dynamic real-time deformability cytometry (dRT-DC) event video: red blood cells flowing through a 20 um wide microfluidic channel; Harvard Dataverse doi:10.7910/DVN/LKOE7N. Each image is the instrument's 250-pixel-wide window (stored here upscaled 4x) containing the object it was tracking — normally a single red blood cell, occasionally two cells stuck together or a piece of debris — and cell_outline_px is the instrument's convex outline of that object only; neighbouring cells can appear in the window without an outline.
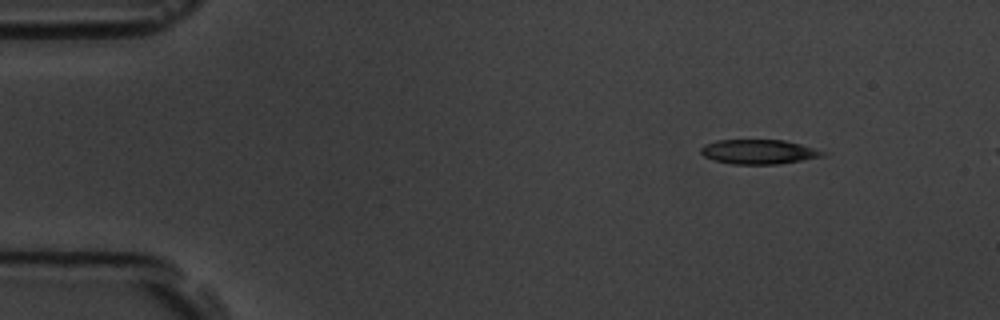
{"species": "common noctule bat (a hibernating species)", "species_latin": "Nyctalus noctula", "temperature_condition": "room temperature", "stored_images_in_passage": 2, "camera_frame_rate_fps": 3000, "um_per_image_px": 0.085, "animal": {"sex": "male", "body_mass_g": 19.5, "forearm_length_mm": 54.6}, "frame": {"image": 1, "passage_image": 1, "time_ms": 0.0, "image_size_px": [1000, 320], "cell_outline_px": [[828, 152], [824, 156], [780, 164], [732, 164], [716, 160], [704, 156], [700, 152], [700, 148], [704, 144], [716, 140], [784, 140], [800, 144]], "centroid_in_image_um": [64.5, 12.9], "position_along_channel_um": 20.5, "area_um2": 17.4}}